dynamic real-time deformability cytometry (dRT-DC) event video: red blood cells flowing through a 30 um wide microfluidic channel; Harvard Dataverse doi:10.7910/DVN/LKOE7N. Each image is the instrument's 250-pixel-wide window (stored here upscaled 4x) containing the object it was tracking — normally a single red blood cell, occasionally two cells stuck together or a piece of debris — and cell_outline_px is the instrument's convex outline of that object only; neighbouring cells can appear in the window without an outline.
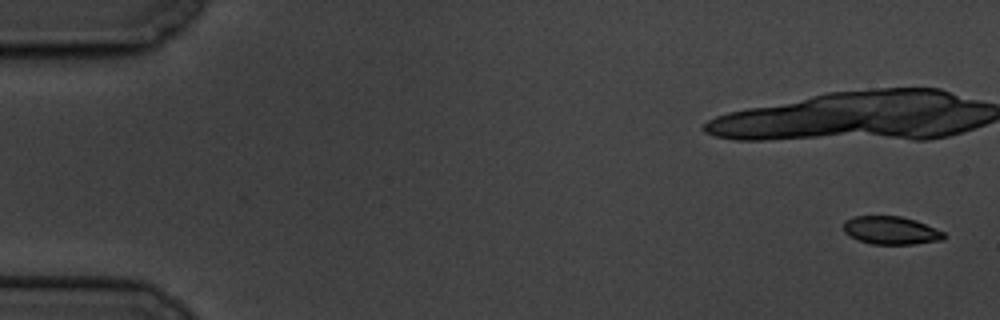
{"species": "common noctule bat (a hibernating species)", "species_latin": "Nyctalus noctula", "temperature_condition": "cold", "stored_images_in_passage": 8, "camera_frame_rate_fps": 3000, "um_per_image_px": 0.085, "animal": {"sex": "male", "body_mass_g": 19.5, "forearm_length_mm": 54.6}, "frame": {"image": 1, "passage_image": 1, "time_ms": 0.0, "image_size_px": [1000, 320], "cell_outline_px": [[944, 240], [916, 244], [872, 244], [860, 240], [844, 232], [844, 220], [856, 216], [900, 216], [916, 220], [944, 232]], "centroid_in_image_um": [75.75, 19.58], "position_along_channel_um": 9.2, "area_um2": 16.3}}
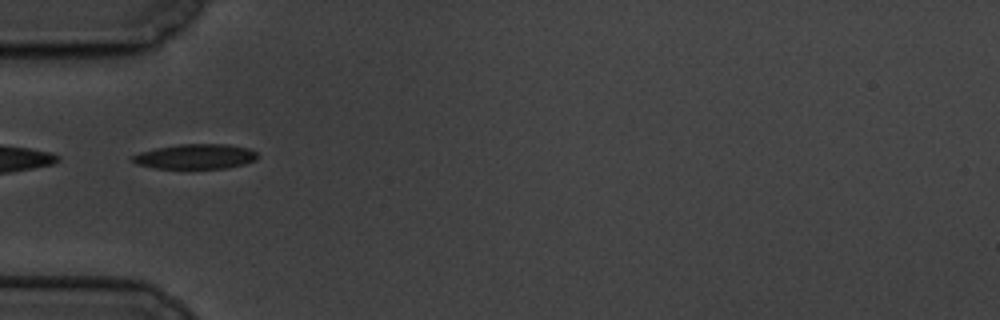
{"frame": {"image": 2, "passage_image": 6, "time_ms": 6.667, "image_size_px": [1000, 320], "cell_outline_px": [[256, 160], [244, 164], [228, 168], [152, 168], [136, 164], [132, 160], [132, 156], [140, 152], [156, 148], [180, 144], [228, 144], [248, 148], [256, 152]], "centroid_in_image_um": [16.61, 13.3], "position_along_channel_um": 68.4, "area_um2": 18.09}}
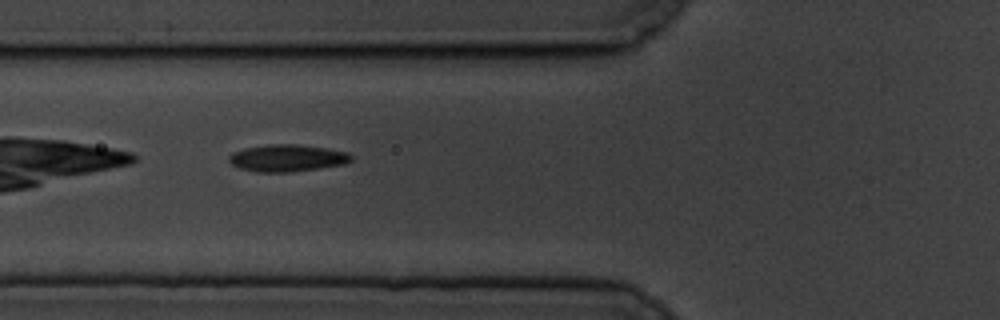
{"frame": {"image": 3, "passage_image": 7, "time_ms": 7.667, "image_size_px": [1000, 320], "cell_outline_px": [[352, 160], [344, 164], [320, 168], [288, 172], [256, 172], [240, 168], [232, 164], [228, 160], [228, 156], [244, 148], [268, 144], [296, 144], [328, 148], [348, 152], [352, 156]], "centroid_in_image_um": [24.43, 13.43], "position_along_channel_um": 101.4, "area_um2": 19.25}}